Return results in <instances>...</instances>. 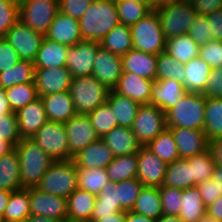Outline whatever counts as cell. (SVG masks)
Returning <instances> with one entry per match:
<instances>
[{
  "mask_svg": "<svg viewBox=\"0 0 222 222\" xmlns=\"http://www.w3.org/2000/svg\"><path fill=\"white\" fill-rule=\"evenodd\" d=\"M120 24L114 0H93L79 19L82 39L98 41Z\"/></svg>",
  "mask_w": 222,
  "mask_h": 222,
  "instance_id": "obj_1",
  "label": "cell"
},
{
  "mask_svg": "<svg viewBox=\"0 0 222 222\" xmlns=\"http://www.w3.org/2000/svg\"><path fill=\"white\" fill-rule=\"evenodd\" d=\"M19 157L22 188L36 187L54 160L31 138L15 146Z\"/></svg>",
  "mask_w": 222,
  "mask_h": 222,
  "instance_id": "obj_2",
  "label": "cell"
},
{
  "mask_svg": "<svg viewBox=\"0 0 222 222\" xmlns=\"http://www.w3.org/2000/svg\"><path fill=\"white\" fill-rule=\"evenodd\" d=\"M205 104L206 98L202 93L186 92L179 102L166 112L167 128L203 130Z\"/></svg>",
  "mask_w": 222,
  "mask_h": 222,
  "instance_id": "obj_3",
  "label": "cell"
},
{
  "mask_svg": "<svg viewBox=\"0 0 222 222\" xmlns=\"http://www.w3.org/2000/svg\"><path fill=\"white\" fill-rule=\"evenodd\" d=\"M110 89L94 76L72 78L69 93L77 114L88 115L107 101Z\"/></svg>",
  "mask_w": 222,
  "mask_h": 222,
  "instance_id": "obj_4",
  "label": "cell"
},
{
  "mask_svg": "<svg viewBox=\"0 0 222 222\" xmlns=\"http://www.w3.org/2000/svg\"><path fill=\"white\" fill-rule=\"evenodd\" d=\"M77 167L73 160L54 161L41 177L37 189L68 198L78 188Z\"/></svg>",
  "mask_w": 222,
  "mask_h": 222,
  "instance_id": "obj_5",
  "label": "cell"
},
{
  "mask_svg": "<svg viewBox=\"0 0 222 222\" xmlns=\"http://www.w3.org/2000/svg\"><path fill=\"white\" fill-rule=\"evenodd\" d=\"M166 40L188 33L197 13L189 0H176L155 9Z\"/></svg>",
  "mask_w": 222,
  "mask_h": 222,
  "instance_id": "obj_6",
  "label": "cell"
},
{
  "mask_svg": "<svg viewBox=\"0 0 222 222\" xmlns=\"http://www.w3.org/2000/svg\"><path fill=\"white\" fill-rule=\"evenodd\" d=\"M133 48L158 55L166 49L159 16L155 10L130 27Z\"/></svg>",
  "mask_w": 222,
  "mask_h": 222,
  "instance_id": "obj_7",
  "label": "cell"
},
{
  "mask_svg": "<svg viewBox=\"0 0 222 222\" xmlns=\"http://www.w3.org/2000/svg\"><path fill=\"white\" fill-rule=\"evenodd\" d=\"M31 139L54 161H67L73 158L69 153L64 123L47 121Z\"/></svg>",
  "mask_w": 222,
  "mask_h": 222,
  "instance_id": "obj_8",
  "label": "cell"
},
{
  "mask_svg": "<svg viewBox=\"0 0 222 222\" xmlns=\"http://www.w3.org/2000/svg\"><path fill=\"white\" fill-rule=\"evenodd\" d=\"M58 11L59 0H26L19 6V19L45 36Z\"/></svg>",
  "mask_w": 222,
  "mask_h": 222,
  "instance_id": "obj_9",
  "label": "cell"
},
{
  "mask_svg": "<svg viewBox=\"0 0 222 222\" xmlns=\"http://www.w3.org/2000/svg\"><path fill=\"white\" fill-rule=\"evenodd\" d=\"M165 128H167L165 112L152 104L140 105L132 131L141 146H146Z\"/></svg>",
  "mask_w": 222,
  "mask_h": 222,
  "instance_id": "obj_10",
  "label": "cell"
},
{
  "mask_svg": "<svg viewBox=\"0 0 222 222\" xmlns=\"http://www.w3.org/2000/svg\"><path fill=\"white\" fill-rule=\"evenodd\" d=\"M10 45L16 50L20 60L33 62L37 56L41 42L44 38L20 19L4 36Z\"/></svg>",
  "mask_w": 222,
  "mask_h": 222,
  "instance_id": "obj_11",
  "label": "cell"
},
{
  "mask_svg": "<svg viewBox=\"0 0 222 222\" xmlns=\"http://www.w3.org/2000/svg\"><path fill=\"white\" fill-rule=\"evenodd\" d=\"M100 43L83 40L73 46H68L66 67L73 78L92 75L94 60Z\"/></svg>",
  "mask_w": 222,
  "mask_h": 222,
  "instance_id": "obj_12",
  "label": "cell"
},
{
  "mask_svg": "<svg viewBox=\"0 0 222 222\" xmlns=\"http://www.w3.org/2000/svg\"><path fill=\"white\" fill-rule=\"evenodd\" d=\"M30 215L67 220V198L42 192L36 187L29 188Z\"/></svg>",
  "mask_w": 222,
  "mask_h": 222,
  "instance_id": "obj_13",
  "label": "cell"
},
{
  "mask_svg": "<svg viewBox=\"0 0 222 222\" xmlns=\"http://www.w3.org/2000/svg\"><path fill=\"white\" fill-rule=\"evenodd\" d=\"M64 125L68 137L69 153L72 157L99 139L88 115L76 114Z\"/></svg>",
  "mask_w": 222,
  "mask_h": 222,
  "instance_id": "obj_14",
  "label": "cell"
},
{
  "mask_svg": "<svg viewBox=\"0 0 222 222\" xmlns=\"http://www.w3.org/2000/svg\"><path fill=\"white\" fill-rule=\"evenodd\" d=\"M72 78L67 67L35 68L34 82L38 97L69 91Z\"/></svg>",
  "mask_w": 222,
  "mask_h": 222,
  "instance_id": "obj_15",
  "label": "cell"
},
{
  "mask_svg": "<svg viewBox=\"0 0 222 222\" xmlns=\"http://www.w3.org/2000/svg\"><path fill=\"white\" fill-rule=\"evenodd\" d=\"M137 179L144 186H162L165 180L167 163L145 146L137 152Z\"/></svg>",
  "mask_w": 222,
  "mask_h": 222,
  "instance_id": "obj_16",
  "label": "cell"
},
{
  "mask_svg": "<svg viewBox=\"0 0 222 222\" xmlns=\"http://www.w3.org/2000/svg\"><path fill=\"white\" fill-rule=\"evenodd\" d=\"M122 72V56L113 54L100 45L94 60L92 76L113 90L118 84Z\"/></svg>",
  "mask_w": 222,
  "mask_h": 222,
  "instance_id": "obj_17",
  "label": "cell"
},
{
  "mask_svg": "<svg viewBox=\"0 0 222 222\" xmlns=\"http://www.w3.org/2000/svg\"><path fill=\"white\" fill-rule=\"evenodd\" d=\"M44 37L66 46H73L83 41L79 20L61 11L57 12Z\"/></svg>",
  "mask_w": 222,
  "mask_h": 222,
  "instance_id": "obj_18",
  "label": "cell"
},
{
  "mask_svg": "<svg viewBox=\"0 0 222 222\" xmlns=\"http://www.w3.org/2000/svg\"><path fill=\"white\" fill-rule=\"evenodd\" d=\"M155 80L145 79L131 72H122L118 84L113 89L122 96L133 99L140 105L150 104Z\"/></svg>",
  "mask_w": 222,
  "mask_h": 222,
  "instance_id": "obj_19",
  "label": "cell"
},
{
  "mask_svg": "<svg viewBox=\"0 0 222 222\" xmlns=\"http://www.w3.org/2000/svg\"><path fill=\"white\" fill-rule=\"evenodd\" d=\"M173 134L180 158H190L209 149V141L203 130L184 127L169 128Z\"/></svg>",
  "mask_w": 222,
  "mask_h": 222,
  "instance_id": "obj_20",
  "label": "cell"
},
{
  "mask_svg": "<svg viewBox=\"0 0 222 222\" xmlns=\"http://www.w3.org/2000/svg\"><path fill=\"white\" fill-rule=\"evenodd\" d=\"M20 138H32L48 121L41 97L35 99L16 113Z\"/></svg>",
  "mask_w": 222,
  "mask_h": 222,
  "instance_id": "obj_21",
  "label": "cell"
},
{
  "mask_svg": "<svg viewBox=\"0 0 222 222\" xmlns=\"http://www.w3.org/2000/svg\"><path fill=\"white\" fill-rule=\"evenodd\" d=\"M114 159V155L105 142L99 138L80 150L72 158L77 168H106Z\"/></svg>",
  "mask_w": 222,
  "mask_h": 222,
  "instance_id": "obj_22",
  "label": "cell"
},
{
  "mask_svg": "<svg viewBox=\"0 0 222 222\" xmlns=\"http://www.w3.org/2000/svg\"><path fill=\"white\" fill-rule=\"evenodd\" d=\"M185 93L183 84L174 79L155 80L150 104L159 107L166 113L179 102Z\"/></svg>",
  "mask_w": 222,
  "mask_h": 222,
  "instance_id": "obj_23",
  "label": "cell"
},
{
  "mask_svg": "<svg viewBox=\"0 0 222 222\" xmlns=\"http://www.w3.org/2000/svg\"><path fill=\"white\" fill-rule=\"evenodd\" d=\"M48 121L66 123L77 114L69 91L41 97Z\"/></svg>",
  "mask_w": 222,
  "mask_h": 222,
  "instance_id": "obj_24",
  "label": "cell"
},
{
  "mask_svg": "<svg viewBox=\"0 0 222 222\" xmlns=\"http://www.w3.org/2000/svg\"><path fill=\"white\" fill-rule=\"evenodd\" d=\"M158 55L136 49L122 56L123 72L135 73L140 77L156 80Z\"/></svg>",
  "mask_w": 222,
  "mask_h": 222,
  "instance_id": "obj_25",
  "label": "cell"
},
{
  "mask_svg": "<svg viewBox=\"0 0 222 222\" xmlns=\"http://www.w3.org/2000/svg\"><path fill=\"white\" fill-rule=\"evenodd\" d=\"M114 157L137 153L142 147L132 128L116 126L101 138Z\"/></svg>",
  "mask_w": 222,
  "mask_h": 222,
  "instance_id": "obj_26",
  "label": "cell"
},
{
  "mask_svg": "<svg viewBox=\"0 0 222 222\" xmlns=\"http://www.w3.org/2000/svg\"><path fill=\"white\" fill-rule=\"evenodd\" d=\"M96 198L97 195L77 188L67 198V220L91 222Z\"/></svg>",
  "mask_w": 222,
  "mask_h": 222,
  "instance_id": "obj_27",
  "label": "cell"
},
{
  "mask_svg": "<svg viewBox=\"0 0 222 222\" xmlns=\"http://www.w3.org/2000/svg\"><path fill=\"white\" fill-rule=\"evenodd\" d=\"M67 52L68 46L44 37L33 61L35 68L66 67Z\"/></svg>",
  "mask_w": 222,
  "mask_h": 222,
  "instance_id": "obj_28",
  "label": "cell"
},
{
  "mask_svg": "<svg viewBox=\"0 0 222 222\" xmlns=\"http://www.w3.org/2000/svg\"><path fill=\"white\" fill-rule=\"evenodd\" d=\"M185 76L183 86L186 92L203 93L211 67L200 57L193 58L184 64Z\"/></svg>",
  "mask_w": 222,
  "mask_h": 222,
  "instance_id": "obj_29",
  "label": "cell"
},
{
  "mask_svg": "<svg viewBox=\"0 0 222 222\" xmlns=\"http://www.w3.org/2000/svg\"><path fill=\"white\" fill-rule=\"evenodd\" d=\"M0 189L10 192L23 189L19 157L15 148L0 157Z\"/></svg>",
  "mask_w": 222,
  "mask_h": 222,
  "instance_id": "obj_30",
  "label": "cell"
},
{
  "mask_svg": "<svg viewBox=\"0 0 222 222\" xmlns=\"http://www.w3.org/2000/svg\"><path fill=\"white\" fill-rule=\"evenodd\" d=\"M107 102L116 113L118 126L132 128L140 104L114 90L109 91Z\"/></svg>",
  "mask_w": 222,
  "mask_h": 222,
  "instance_id": "obj_31",
  "label": "cell"
},
{
  "mask_svg": "<svg viewBox=\"0 0 222 222\" xmlns=\"http://www.w3.org/2000/svg\"><path fill=\"white\" fill-rule=\"evenodd\" d=\"M164 186L188 189L197 184L192 179L191 164L185 158H179L167 164Z\"/></svg>",
  "mask_w": 222,
  "mask_h": 222,
  "instance_id": "obj_32",
  "label": "cell"
},
{
  "mask_svg": "<svg viewBox=\"0 0 222 222\" xmlns=\"http://www.w3.org/2000/svg\"><path fill=\"white\" fill-rule=\"evenodd\" d=\"M131 211L154 220L163 215L158 187L143 186Z\"/></svg>",
  "mask_w": 222,
  "mask_h": 222,
  "instance_id": "obj_33",
  "label": "cell"
},
{
  "mask_svg": "<svg viewBox=\"0 0 222 222\" xmlns=\"http://www.w3.org/2000/svg\"><path fill=\"white\" fill-rule=\"evenodd\" d=\"M116 183L109 181L97 195L91 219H102L125 211L118 203Z\"/></svg>",
  "mask_w": 222,
  "mask_h": 222,
  "instance_id": "obj_34",
  "label": "cell"
},
{
  "mask_svg": "<svg viewBox=\"0 0 222 222\" xmlns=\"http://www.w3.org/2000/svg\"><path fill=\"white\" fill-rule=\"evenodd\" d=\"M182 204L179 217L183 222H198L206 215L207 207L199 194L197 187L182 190Z\"/></svg>",
  "mask_w": 222,
  "mask_h": 222,
  "instance_id": "obj_35",
  "label": "cell"
},
{
  "mask_svg": "<svg viewBox=\"0 0 222 222\" xmlns=\"http://www.w3.org/2000/svg\"><path fill=\"white\" fill-rule=\"evenodd\" d=\"M30 215L29 188L10 193L7 208L0 222H22Z\"/></svg>",
  "mask_w": 222,
  "mask_h": 222,
  "instance_id": "obj_36",
  "label": "cell"
},
{
  "mask_svg": "<svg viewBox=\"0 0 222 222\" xmlns=\"http://www.w3.org/2000/svg\"><path fill=\"white\" fill-rule=\"evenodd\" d=\"M99 43L113 54L118 56L125 55L129 50L133 49L130 27L118 24Z\"/></svg>",
  "mask_w": 222,
  "mask_h": 222,
  "instance_id": "obj_37",
  "label": "cell"
},
{
  "mask_svg": "<svg viewBox=\"0 0 222 222\" xmlns=\"http://www.w3.org/2000/svg\"><path fill=\"white\" fill-rule=\"evenodd\" d=\"M199 49L188 33L166 40V53L182 64L198 57Z\"/></svg>",
  "mask_w": 222,
  "mask_h": 222,
  "instance_id": "obj_38",
  "label": "cell"
},
{
  "mask_svg": "<svg viewBox=\"0 0 222 222\" xmlns=\"http://www.w3.org/2000/svg\"><path fill=\"white\" fill-rule=\"evenodd\" d=\"M138 158L137 153L114 157L106 167L110 181L117 183L124 180L137 178Z\"/></svg>",
  "mask_w": 222,
  "mask_h": 222,
  "instance_id": "obj_39",
  "label": "cell"
},
{
  "mask_svg": "<svg viewBox=\"0 0 222 222\" xmlns=\"http://www.w3.org/2000/svg\"><path fill=\"white\" fill-rule=\"evenodd\" d=\"M145 147L167 164L172 163L176 159L180 158L176 142L169 128H165Z\"/></svg>",
  "mask_w": 222,
  "mask_h": 222,
  "instance_id": "obj_40",
  "label": "cell"
},
{
  "mask_svg": "<svg viewBox=\"0 0 222 222\" xmlns=\"http://www.w3.org/2000/svg\"><path fill=\"white\" fill-rule=\"evenodd\" d=\"M34 76V63L20 60L12 68L0 73V87L7 89L17 84L34 82Z\"/></svg>",
  "mask_w": 222,
  "mask_h": 222,
  "instance_id": "obj_41",
  "label": "cell"
},
{
  "mask_svg": "<svg viewBox=\"0 0 222 222\" xmlns=\"http://www.w3.org/2000/svg\"><path fill=\"white\" fill-rule=\"evenodd\" d=\"M203 131L208 141L222 137V98H206Z\"/></svg>",
  "mask_w": 222,
  "mask_h": 222,
  "instance_id": "obj_42",
  "label": "cell"
},
{
  "mask_svg": "<svg viewBox=\"0 0 222 222\" xmlns=\"http://www.w3.org/2000/svg\"><path fill=\"white\" fill-rule=\"evenodd\" d=\"M78 188L98 195L110 181L106 168H77Z\"/></svg>",
  "mask_w": 222,
  "mask_h": 222,
  "instance_id": "obj_43",
  "label": "cell"
},
{
  "mask_svg": "<svg viewBox=\"0 0 222 222\" xmlns=\"http://www.w3.org/2000/svg\"><path fill=\"white\" fill-rule=\"evenodd\" d=\"M115 4L120 24L129 27L153 11L150 6L137 0L115 1Z\"/></svg>",
  "mask_w": 222,
  "mask_h": 222,
  "instance_id": "obj_44",
  "label": "cell"
},
{
  "mask_svg": "<svg viewBox=\"0 0 222 222\" xmlns=\"http://www.w3.org/2000/svg\"><path fill=\"white\" fill-rule=\"evenodd\" d=\"M5 93L14 113L38 98L35 82L14 85L5 89Z\"/></svg>",
  "mask_w": 222,
  "mask_h": 222,
  "instance_id": "obj_45",
  "label": "cell"
},
{
  "mask_svg": "<svg viewBox=\"0 0 222 222\" xmlns=\"http://www.w3.org/2000/svg\"><path fill=\"white\" fill-rule=\"evenodd\" d=\"M88 116L99 138L118 126L116 113L107 101L90 112Z\"/></svg>",
  "mask_w": 222,
  "mask_h": 222,
  "instance_id": "obj_46",
  "label": "cell"
},
{
  "mask_svg": "<svg viewBox=\"0 0 222 222\" xmlns=\"http://www.w3.org/2000/svg\"><path fill=\"white\" fill-rule=\"evenodd\" d=\"M185 76L184 64L178 62L166 51L158 54L156 80L174 79L183 83Z\"/></svg>",
  "mask_w": 222,
  "mask_h": 222,
  "instance_id": "obj_47",
  "label": "cell"
},
{
  "mask_svg": "<svg viewBox=\"0 0 222 222\" xmlns=\"http://www.w3.org/2000/svg\"><path fill=\"white\" fill-rule=\"evenodd\" d=\"M187 160L191 164L192 179L196 184L211 179L216 163L209 149L201 154L187 158Z\"/></svg>",
  "mask_w": 222,
  "mask_h": 222,
  "instance_id": "obj_48",
  "label": "cell"
},
{
  "mask_svg": "<svg viewBox=\"0 0 222 222\" xmlns=\"http://www.w3.org/2000/svg\"><path fill=\"white\" fill-rule=\"evenodd\" d=\"M143 186L137 178L116 183L118 203L125 211L132 210Z\"/></svg>",
  "mask_w": 222,
  "mask_h": 222,
  "instance_id": "obj_49",
  "label": "cell"
},
{
  "mask_svg": "<svg viewBox=\"0 0 222 222\" xmlns=\"http://www.w3.org/2000/svg\"><path fill=\"white\" fill-rule=\"evenodd\" d=\"M163 214L178 216L182 204V189L159 186Z\"/></svg>",
  "mask_w": 222,
  "mask_h": 222,
  "instance_id": "obj_50",
  "label": "cell"
},
{
  "mask_svg": "<svg viewBox=\"0 0 222 222\" xmlns=\"http://www.w3.org/2000/svg\"><path fill=\"white\" fill-rule=\"evenodd\" d=\"M19 20V6L10 0H0V37H4Z\"/></svg>",
  "mask_w": 222,
  "mask_h": 222,
  "instance_id": "obj_51",
  "label": "cell"
},
{
  "mask_svg": "<svg viewBox=\"0 0 222 222\" xmlns=\"http://www.w3.org/2000/svg\"><path fill=\"white\" fill-rule=\"evenodd\" d=\"M0 140L9 142L14 148L20 142L18 121L14 112L0 116Z\"/></svg>",
  "mask_w": 222,
  "mask_h": 222,
  "instance_id": "obj_52",
  "label": "cell"
},
{
  "mask_svg": "<svg viewBox=\"0 0 222 222\" xmlns=\"http://www.w3.org/2000/svg\"><path fill=\"white\" fill-rule=\"evenodd\" d=\"M188 34L199 46H202L213 40V38L210 36V24L206 15L197 14L193 24L188 31Z\"/></svg>",
  "mask_w": 222,
  "mask_h": 222,
  "instance_id": "obj_53",
  "label": "cell"
},
{
  "mask_svg": "<svg viewBox=\"0 0 222 222\" xmlns=\"http://www.w3.org/2000/svg\"><path fill=\"white\" fill-rule=\"evenodd\" d=\"M198 57L203 59L211 69L222 67V41L212 40L200 46Z\"/></svg>",
  "mask_w": 222,
  "mask_h": 222,
  "instance_id": "obj_54",
  "label": "cell"
},
{
  "mask_svg": "<svg viewBox=\"0 0 222 222\" xmlns=\"http://www.w3.org/2000/svg\"><path fill=\"white\" fill-rule=\"evenodd\" d=\"M18 61L20 58L16 50L5 37H0V73L12 68Z\"/></svg>",
  "mask_w": 222,
  "mask_h": 222,
  "instance_id": "obj_55",
  "label": "cell"
},
{
  "mask_svg": "<svg viewBox=\"0 0 222 222\" xmlns=\"http://www.w3.org/2000/svg\"><path fill=\"white\" fill-rule=\"evenodd\" d=\"M93 0H59V11L80 19L90 7Z\"/></svg>",
  "mask_w": 222,
  "mask_h": 222,
  "instance_id": "obj_56",
  "label": "cell"
},
{
  "mask_svg": "<svg viewBox=\"0 0 222 222\" xmlns=\"http://www.w3.org/2000/svg\"><path fill=\"white\" fill-rule=\"evenodd\" d=\"M202 94L205 98H222V67L211 69Z\"/></svg>",
  "mask_w": 222,
  "mask_h": 222,
  "instance_id": "obj_57",
  "label": "cell"
},
{
  "mask_svg": "<svg viewBox=\"0 0 222 222\" xmlns=\"http://www.w3.org/2000/svg\"><path fill=\"white\" fill-rule=\"evenodd\" d=\"M196 187L206 207L214 203L221 196L217 195L216 185L211 179L205 180L204 182L197 184Z\"/></svg>",
  "mask_w": 222,
  "mask_h": 222,
  "instance_id": "obj_58",
  "label": "cell"
},
{
  "mask_svg": "<svg viewBox=\"0 0 222 222\" xmlns=\"http://www.w3.org/2000/svg\"><path fill=\"white\" fill-rule=\"evenodd\" d=\"M199 15H207L222 8V0H189Z\"/></svg>",
  "mask_w": 222,
  "mask_h": 222,
  "instance_id": "obj_59",
  "label": "cell"
},
{
  "mask_svg": "<svg viewBox=\"0 0 222 222\" xmlns=\"http://www.w3.org/2000/svg\"><path fill=\"white\" fill-rule=\"evenodd\" d=\"M210 24V36L213 40L222 41V8L206 15Z\"/></svg>",
  "mask_w": 222,
  "mask_h": 222,
  "instance_id": "obj_60",
  "label": "cell"
},
{
  "mask_svg": "<svg viewBox=\"0 0 222 222\" xmlns=\"http://www.w3.org/2000/svg\"><path fill=\"white\" fill-rule=\"evenodd\" d=\"M209 150L217 166H222V137L209 141Z\"/></svg>",
  "mask_w": 222,
  "mask_h": 222,
  "instance_id": "obj_61",
  "label": "cell"
},
{
  "mask_svg": "<svg viewBox=\"0 0 222 222\" xmlns=\"http://www.w3.org/2000/svg\"><path fill=\"white\" fill-rule=\"evenodd\" d=\"M206 214L222 221V195L206 209Z\"/></svg>",
  "mask_w": 222,
  "mask_h": 222,
  "instance_id": "obj_62",
  "label": "cell"
},
{
  "mask_svg": "<svg viewBox=\"0 0 222 222\" xmlns=\"http://www.w3.org/2000/svg\"><path fill=\"white\" fill-rule=\"evenodd\" d=\"M13 113L6 97L5 89L0 87V116Z\"/></svg>",
  "mask_w": 222,
  "mask_h": 222,
  "instance_id": "obj_63",
  "label": "cell"
},
{
  "mask_svg": "<svg viewBox=\"0 0 222 222\" xmlns=\"http://www.w3.org/2000/svg\"><path fill=\"white\" fill-rule=\"evenodd\" d=\"M91 222H126V211H120L116 214L102 217V219H91Z\"/></svg>",
  "mask_w": 222,
  "mask_h": 222,
  "instance_id": "obj_64",
  "label": "cell"
},
{
  "mask_svg": "<svg viewBox=\"0 0 222 222\" xmlns=\"http://www.w3.org/2000/svg\"><path fill=\"white\" fill-rule=\"evenodd\" d=\"M211 180H213L214 184L216 185L217 195H222V166L216 165Z\"/></svg>",
  "mask_w": 222,
  "mask_h": 222,
  "instance_id": "obj_65",
  "label": "cell"
},
{
  "mask_svg": "<svg viewBox=\"0 0 222 222\" xmlns=\"http://www.w3.org/2000/svg\"><path fill=\"white\" fill-rule=\"evenodd\" d=\"M126 222H155V220L133 211H126Z\"/></svg>",
  "mask_w": 222,
  "mask_h": 222,
  "instance_id": "obj_66",
  "label": "cell"
},
{
  "mask_svg": "<svg viewBox=\"0 0 222 222\" xmlns=\"http://www.w3.org/2000/svg\"><path fill=\"white\" fill-rule=\"evenodd\" d=\"M10 191L0 189V218L4 215L10 198Z\"/></svg>",
  "mask_w": 222,
  "mask_h": 222,
  "instance_id": "obj_67",
  "label": "cell"
},
{
  "mask_svg": "<svg viewBox=\"0 0 222 222\" xmlns=\"http://www.w3.org/2000/svg\"><path fill=\"white\" fill-rule=\"evenodd\" d=\"M22 222H61L57 219H51L44 216L29 215Z\"/></svg>",
  "mask_w": 222,
  "mask_h": 222,
  "instance_id": "obj_68",
  "label": "cell"
},
{
  "mask_svg": "<svg viewBox=\"0 0 222 222\" xmlns=\"http://www.w3.org/2000/svg\"><path fill=\"white\" fill-rule=\"evenodd\" d=\"M155 222H183V220L179 216L163 214L159 216Z\"/></svg>",
  "mask_w": 222,
  "mask_h": 222,
  "instance_id": "obj_69",
  "label": "cell"
},
{
  "mask_svg": "<svg viewBox=\"0 0 222 222\" xmlns=\"http://www.w3.org/2000/svg\"><path fill=\"white\" fill-rule=\"evenodd\" d=\"M14 149V147L5 140H0V157L8 154Z\"/></svg>",
  "mask_w": 222,
  "mask_h": 222,
  "instance_id": "obj_70",
  "label": "cell"
},
{
  "mask_svg": "<svg viewBox=\"0 0 222 222\" xmlns=\"http://www.w3.org/2000/svg\"><path fill=\"white\" fill-rule=\"evenodd\" d=\"M172 1H176V0H153V10L163 5L169 4Z\"/></svg>",
  "mask_w": 222,
  "mask_h": 222,
  "instance_id": "obj_71",
  "label": "cell"
},
{
  "mask_svg": "<svg viewBox=\"0 0 222 222\" xmlns=\"http://www.w3.org/2000/svg\"><path fill=\"white\" fill-rule=\"evenodd\" d=\"M198 222H222L209 215L203 216Z\"/></svg>",
  "mask_w": 222,
  "mask_h": 222,
  "instance_id": "obj_72",
  "label": "cell"
},
{
  "mask_svg": "<svg viewBox=\"0 0 222 222\" xmlns=\"http://www.w3.org/2000/svg\"><path fill=\"white\" fill-rule=\"evenodd\" d=\"M114 1H122V0H114ZM137 1L143 2L153 9V0H137Z\"/></svg>",
  "mask_w": 222,
  "mask_h": 222,
  "instance_id": "obj_73",
  "label": "cell"
},
{
  "mask_svg": "<svg viewBox=\"0 0 222 222\" xmlns=\"http://www.w3.org/2000/svg\"><path fill=\"white\" fill-rule=\"evenodd\" d=\"M11 2H13L14 4L20 6L22 5L26 0H10Z\"/></svg>",
  "mask_w": 222,
  "mask_h": 222,
  "instance_id": "obj_74",
  "label": "cell"
},
{
  "mask_svg": "<svg viewBox=\"0 0 222 222\" xmlns=\"http://www.w3.org/2000/svg\"><path fill=\"white\" fill-rule=\"evenodd\" d=\"M64 222H89V221H69V220H65Z\"/></svg>",
  "mask_w": 222,
  "mask_h": 222,
  "instance_id": "obj_75",
  "label": "cell"
}]
</instances>
